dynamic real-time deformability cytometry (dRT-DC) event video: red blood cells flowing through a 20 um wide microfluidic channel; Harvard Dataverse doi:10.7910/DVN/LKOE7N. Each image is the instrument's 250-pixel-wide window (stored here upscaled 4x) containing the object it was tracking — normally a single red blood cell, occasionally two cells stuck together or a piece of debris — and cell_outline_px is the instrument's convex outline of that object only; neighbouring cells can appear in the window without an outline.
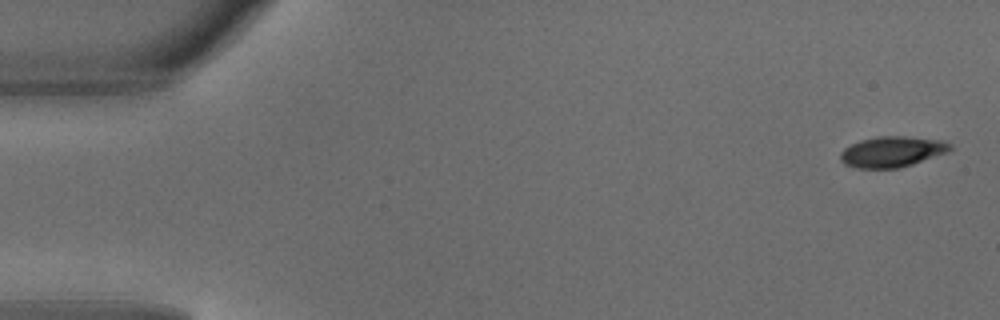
{"species": "common noctule bat (a hibernating species)", "species_latin": "Nyctalus noctula", "temperature_condition": "warm", "stored_images_in_passage": 5, "camera_frame_rate_fps": 3000, "um_per_image_px": 0.085, "animal": {"sex": "male", "body_mass_g": 18.8}, "frame": {"image": 1, "passage_image": 1, "time_ms": 0.0, "image_size_px": [1000, 320], "cell_outline_px": [[952, 148], [948, 152], [900, 168], [856, 168], [844, 164], [840, 160], [840, 152], [844, 148], [860, 140], [876, 136], [904, 136], [940, 140], [952, 144]], "centroid_in_image_um": [75.8, 12.89], "position_along_channel_um": 9.2, "area_um2": 19.65}}
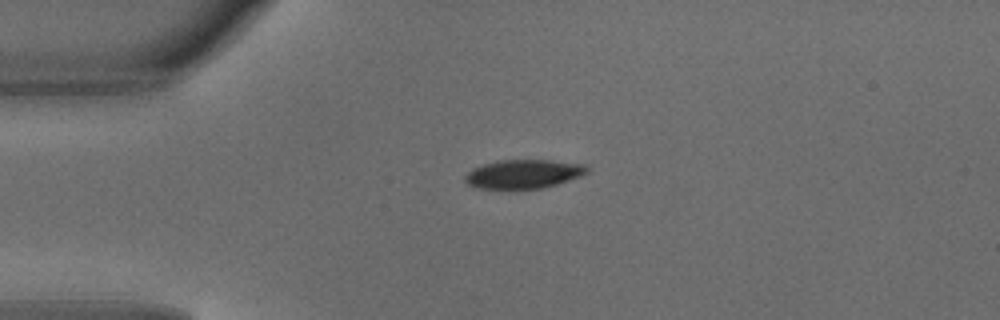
{"frame": {"image": 2, "passage_image": 4, "time_ms": 1.0, "image_size_px": [1000, 320], "cell_outline_px": [[588, 172], [580, 176], [544, 188], [512, 192], [476, 188], [468, 184], [464, 180], [464, 176], [472, 168], [496, 160], [548, 160], [584, 164], [588, 168]], "centroid_in_image_um": [44.42, 14.84], "position_along_channel_um": 40.6, "area_um2": 21.33}}